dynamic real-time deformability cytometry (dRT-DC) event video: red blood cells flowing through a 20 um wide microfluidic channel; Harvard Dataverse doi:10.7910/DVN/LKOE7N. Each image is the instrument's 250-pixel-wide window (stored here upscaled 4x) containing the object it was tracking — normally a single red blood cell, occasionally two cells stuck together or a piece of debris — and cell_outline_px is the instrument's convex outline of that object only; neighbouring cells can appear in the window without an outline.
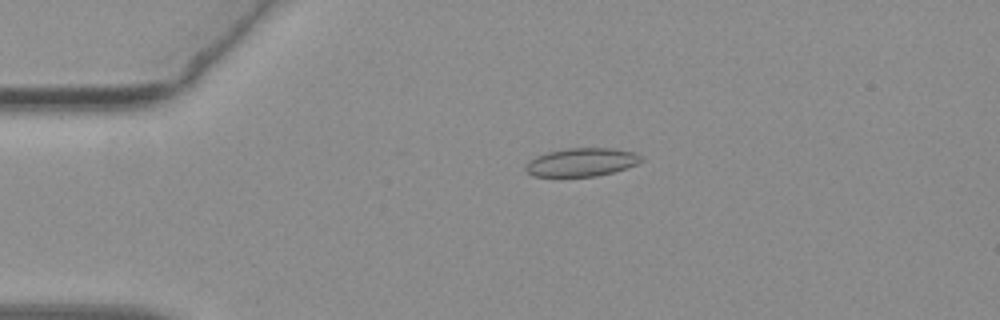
{"species": "common noctule bat (a hibernating species)", "species_latin": "Nyctalus noctula", "temperature_condition": "warm", "stored_images_in_passage": 54, "camera_frame_rate_fps": 3000, "um_per_image_px": 0.085, "animal": {"sex": "female", "body_mass_g": 19.3, "forearm_length_mm": 54.1}, "frame": {"image": 1, "passage_image": 12, "time_ms": 3.667, "image_size_px": [1000, 320], "cell_outline_px": [[644, 160], [628, 168], [596, 176], [532, 176], [524, 168], [524, 164], [528, 160], [536, 156], [548, 152], [568, 148], [612, 148], [636, 152]], "centroid_in_image_um": [49.43, 13.78], "position_along_channel_um": 35.6, "area_um2": 19.13}}
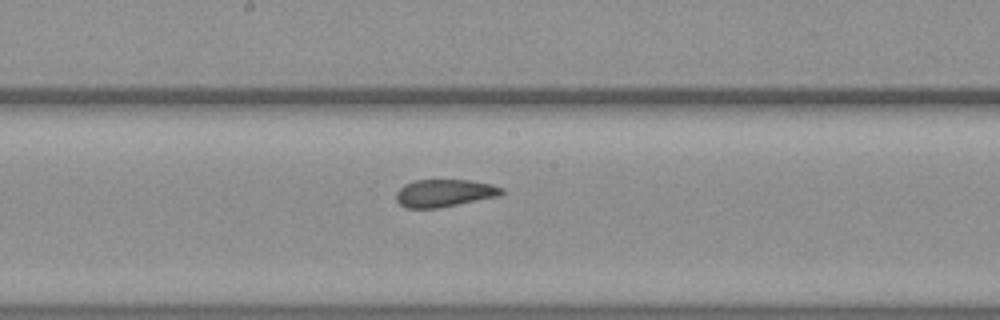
{"frame": {"image": 2, "passage_image": 29, "time_ms": 9.333, "image_size_px": [1000, 320], "cell_outline_px": [[504, 192], [500, 196], [440, 208], [404, 208], [396, 200], [396, 192], [404, 184], [412, 180], [468, 180], [492, 184], [504, 188]], "centroid_in_image_um": [37.78, 16.41], "position_along_channel_um": 210.4, "area_um2": 17.17}}
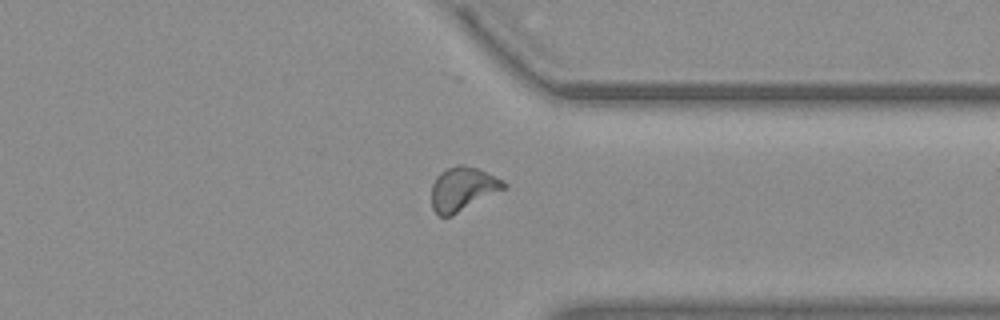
{"frame": {"image": 3, "passage_image": 42, "time_ms": 13.667, "image_size_px": [1000, 320], "cell_outline_px": [[508, 188], [452, 216], [440, 216], [432, 208], [432, 184], [436, 176], [440, 172], [456, 164], [464, 164], [476, 168], [496, 176], [504, 180], [508, 184]], "centroid_in_image_um": [39.37, 16.05], "position_along_channel_um": 372.0, "area_um2": 18.79}, "authors_computed_cell_mechanics": {"area_um2": 18.0625, "velocity_mm_per_s": 3.7842, "shape_relaxation_time_tau1_ms": null, "shape_relaxation_time_tau2_ms": 1.3571, "deformation_change_tau1": null, "deformation_change_tau2": 0.05}}